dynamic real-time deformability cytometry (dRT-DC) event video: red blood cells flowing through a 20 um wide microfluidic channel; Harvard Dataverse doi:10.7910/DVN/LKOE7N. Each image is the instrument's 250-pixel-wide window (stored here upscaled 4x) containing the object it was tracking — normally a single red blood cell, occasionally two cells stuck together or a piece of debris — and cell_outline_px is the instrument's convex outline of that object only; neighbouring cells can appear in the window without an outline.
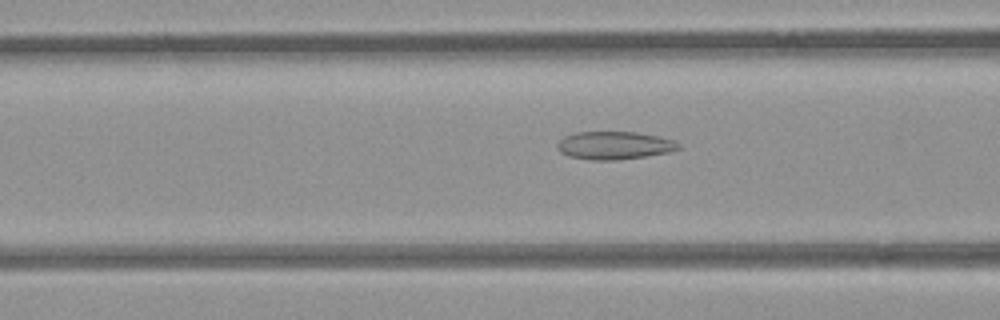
{"species": "common noctule bat (a hibernating species)", "species_latin": "Nyctalus noctula", "temperature_condition": "room temperature", "stored_images_in_passage": 54, "camera_frame_rate_fps": 3000, "um_per_image_px": 0.085, "animal": {"sex": "female", "body_mass_g": 21.9}, "frame": {"image": 1, "passage_image": 21, "time_ms": 6.667, "image_size_px": [1000, 320], "cell_outline_px": [[680, 148], [668, 152], [644, 156], [616, 160], [592, 160], [568, 156], [560, 152], [556, 148], [556, 144], [564, 136], [576, 132], [636, 132], [676, 140], [680, 144]], "centroid_in_image_um": [52.19, 12.36], "position_along_channel_um": 114.4, "area_um2": 19.71}}
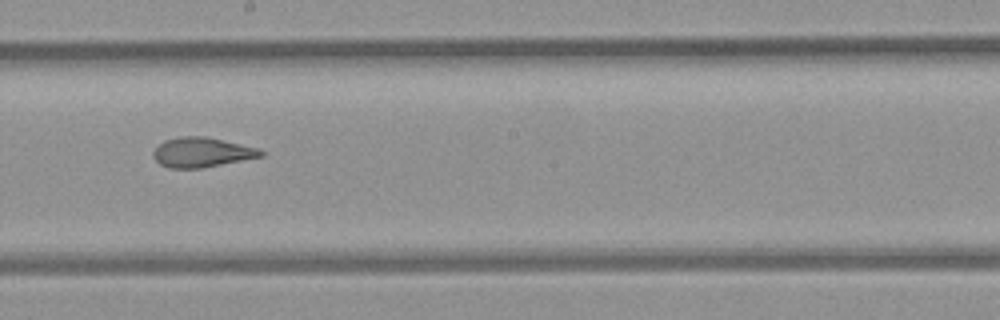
{"frame": {"image": 2, "passage_image": 30, "time_ms": 9.667, "image_size_px": [1000, 320], "cell_outline_px": [[264, 156], [204, 168], [168, 168], [160, 164], [152, 156], [152, 152], [164, 140], [180, 136], [204, 136], [260, 148], [264, 152]], "centroid_in_image_um": [17.17, 12.95], "position_along_channel_um": 231.0, "area_um2": 18.79}}
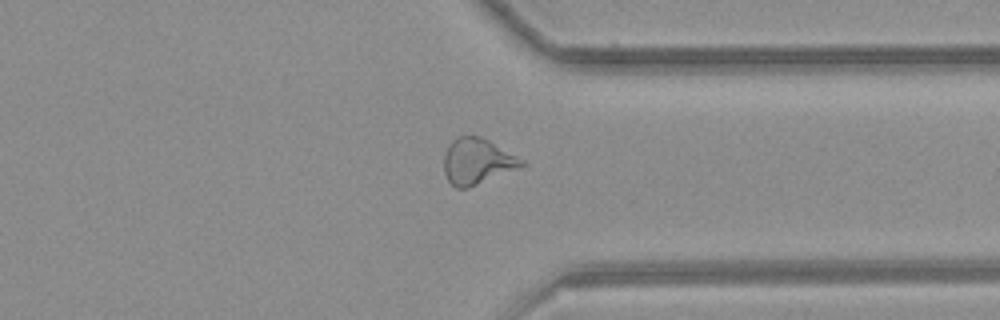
{"frame": {"image": 3, "passage_image": 41, "time_ms": 13.333, "image_size_px": [1000, 320], "cell_outline_px": [[528, 164], [468, 188], [456, 188], [448, 180], [444, 172], [444, 156], [452, 140], [456, 136], [480, 136], [488, 140], [524, 160]], "centroid_in_image_um": [40.56, 13.71], "position_along_channel_um": 370.8, "area_um2": 20.52}, "authors_computed_cell_mechanics": {"area_um2": 21.1548, "velocity_mm_per_s": 3.8727, "shape_relaxation_time_tau1_ms": null, "shape_relaxation_time_tau2_ms": 2.1503, "deformation_change_tau1": null, "deformation_change_tau2": 0.1058}}